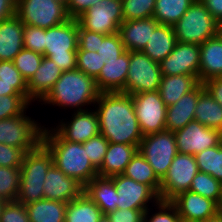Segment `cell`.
I'll list each match as a JSON object with an SVG mask.
<instances>
[{
  "mask_svg": "<svg viewBox=\"0 0 222 222\" xmlns=\"http://www.w3.org/2000/svg\"><path fill=\"white\" fill-rule=\"evenodd\" d=\"M0 222H30L26 206L16 200L5 201Z\"/></svg>",
  "mask_w": 222,
  "mask_h": 222,
  "instance_id": "47",
  "label": "cell"
},
{
  "mask_svg": "<svg viewBox=\"0 0 222 222\" xmlns=\"http://www.w3.org/2000/svg\"><path fill=\"white\" fill-rule=\"evenodd\" d=\"M43 54L23 48L14 58L13 63L28 82L41 65Z\"/></svg>",
  "mask_w": 222,
  "mask_h": 222,
  "instance_id": "39",
  "label": "cell"
},
{
  "mask_svg": "<svg viewBox=\"0 0 222 222\" xmlns=\"http://www.w3.org/2000/svg\"><path fill=\"white\" fill-rule=\"evenodd\" d=\"M23 29L16 15L0 22V61H13L24 48Z\"/></svg>",
  "mask_w": 222,
  "mask_h": 222,
  "instance_id": "25",
  "label": "cell"
},
{
  "mask_svg": "<svg viewBox=\"0 0 222 222\" xmlns=\"http://www.w3.org/2000/svg\"><path fill=\"white\" fill-rule=\"evenodd\" d=\"M194 120L222 132V106L206 90L198 98Z\"/></svg>",
  "mask_w": 222,
  "mask_h": 222,
  "instance_id": "32",
  "label": "cell"
},
{
  "mask_svg": "<svg viewBox=\"0 0 222 222\" xmlns=\"http://www.w3.org/2000/svg\"><path fill=\"white\" fill-rule=\"evenodd\" d=\"M171 202L183 220L202 222L219 211V205L190 190L179 193Z\"/></svg>",
  "mask_w": 222,
  "mask_h": 222,
  "instance_id": "18",
  "label": "cell"
},
{
  "mask_svg": "<svg viewBox=\"0 0 222 222\" xmlns=\"http://www.w3.org/2000/svg\"><path fill=\"white\" fill-rule=\"evenodd\" d=\"M173 29L177 42L201 45L218 35L219 22L200 0H195Z\"/></svg>",
  "mask_w": 222,
  "mask_h": 222,
  "instance_id": "6",
  "label": "cell"
},
{
  "mask_svg": "<svg viewBox=\"0 0 222 222\" xmlns=\"http://www.w3.org/2000/svg\"><path fill=\"white\" fill-rule=\"evenodd\" d=\"M122 174L139 183L149 185L159 195L161 180L139 151L131 159Z\"/></svg>",
  "mask_w": 222,
  "mask_h": 222,
  "instance_id": "33",
  "label": "cell"
},
{
  "mask_svg": "<svg viewBox=\"0 0 222 222\" xmlns=\"http://www.w3.org/2000/svg\"><path fill=\"white\" fill-rule=\"evenodd\" d=\"M42 143L50 150L53 164L85 186L98 170L92 165L82 143L64 140L52 127H44Z\"/></svg>",
  "mask_w": 222,
  "mask_h": 222,
  "instance_id": "3",
  "label": "cell"
},
{
  "mask_svg": "<svg viewBox=\"0 0 222 222\" xmlns=\"http://www.w3.org/2000/svg\"><path fill=\"white\" fill-rule=\"evenodd\" d=\"M23 43H24V48L44 54L45 29L24 24Z\"/></svg>",
  "mask_w": 222,
  "mask_h": 222,
  "instance_id": "46",
  "label": "cell"
},
{
  "mask_svg": "<svg viewBox=\"0 0 222 222\" xmlns=\"http://www.w3.org/2000/svg\"><path fill=\"white\" fill-rule=\"evenodd\" d=\"M25 152L17 147L0 143V166L21 167Z\"/></svg>",
  "mask_w": 222,
  "mask_h": 222,
  "instance_id": "48",
  "label": "cell"
},
{
  "mask_svg": "<svg viewBox=\"0 0 222 222\" xmlns=\"http://www.w3.org/2000/svg\"><path fill=\"white\" fill-rule=\"evenodd\" d=\"M218 34L222 38V21L219 23Z\"/></svg>",
  "mask_w": 222,
  "mask_h": 222,
  "instance_id": "58",
  "label": "cell"
},
{
  "mask_svg": "<svg viewBox=\"0 0 222 222\" xmlns=\"http://www.w3.org/2000/svg\"><path fill=\"white\" fill-rule=\"evenodd\" d=\"M104 64V60L97 52L77 48L76 68L86 75L96 79Z\"/></svg>",
  "mask_w": 222,
  "mask_h": 222,
  "instance_id": "42",
  "label": "cell"
},
{
  "mask_svg": "<svg viewBox=\"0 0 222 222\" xmlns=\"http://www.w3.org/2000/svg\"><path fill=\"white\" fill-rule=\"evenodd\" d=\"M99 33L88 31L78 25V47L81 50L97 52Z\"/></svg>",
  "mask_w": 222,
  "mask_h": 222,
  "instance_id": "50",
  "label": "cell"
},
{
  "mask_svg": "<svg viewBox=\"0 0 222 222\" xmlns=\"http://www.w3.org/2000/svg\"><path fill=\"white\" fill-rule=\"evenodd\" d=\"M200 84L197 76L162 75L159 93L167 107L176 103L183 95L191 92Z\"/></svg>",
  "mask_w": 222,
  "mask_h": 222,
  "instance_id": "28",
  "label": "cell"
},
{
  "mask_svg": "<svg viewBox=\"0 0 222 222\" xmlns=\"http://www.w3.org/2000/svg\"><path fill=\"white\" fill-rule=\"evenodd\" d=\"M44 199L69 203L79 197L84 186L76 179L67 176L54 164L49 168L43 184Z\"/></svg>",
  "mask_w": 222,
  "mask_h": 222,
  "instance_id": "19",
  "label": "cell"
},
{
  "mask_svg": "<svg viewBox=\"0 0 222 222\" xmlns=\"http://www.w3.org/2000/svg\"><path fill=\"white\" fill-rule=\"evenodd\" d=\"M161 75H190L199 78L200 45L177 42L160 63Z\"/></svg>",
  "mask_w": 222,
  "mask_h": 222,
  "instance_id": "17",
  "label": "cell"
},
{
  "mask_svg": "<svg viewBox=\"0 0 222 222\" xmlns=\"http://www.w3.org/2000/svg\"><path fill=\"white\" fill-rule=\"evenodd\" d=\"M139 145L109 143L98 176L111 177L122 174L138 152Z\"/></svg>",
  "mask_w": 222,
  "mask_h": 222,
  "instance_id": "26",
  "label": "cell"
},
{
  "mask_svg": "<svg viewBox=\"0 0 222 222\" xmlns=\"http://www.w3.org/2000/svg\"><path fill=\"white\" fill-rule=\"evenodd\" d=\"M32 105L23 95H0V120L23 114Z\"/></svg>",
  "mask_w": 222,
  "mask_h": 222,
  "instance_id": "43",
  "label": "cell"
},
{
  "mask_svg": "<svg viewBox=\"0 0 222 222\" xmlns=\"http://www.w3.org/2000/svg\"><path fill=\"white\" fill-rule=\"evenodd\" d=\"M118 33L103 35L99 33V46L97 53L101 55L104 62L112 58H118L126 52Z\"/></svg>",
  "mask_w": 222,
  "mask_h": 222,
  "instance_id": "44",
  "label": "cell"
},
{
  "mask_svg": "<svg viewBox=\"0 0 222 222\" xmlns=\"http://www.w3.org/2000/svg\"><path fill=\"white\" fill-rule=\"evenodd\" d=\"M101 0H70L67 6L69 17L76 19L91 6L99 3Z\"/></svg>",
  "mask_w": 222,
  "mask_h": 222,
  "instance_id": "51",
  "label": "cell"
},
{
  "mask_svg": "<svg viewBox=\"0 0 222 222\" xmlns=\"http://www.w3.org/2000/svg\"><path fill=\"white\" fill-rule=\"evenodd\" d=\"M59 1L60 3H63L65 6H68L70 0H57Z\"/></svg>",
  "mask_w": 222,
  "mask_h": 222,
  "instance_id": "59",
  "label": "cell"
},
{
  "mask_svg": "<svg viewBox=\"0 0 222 222\" xmlns=\"http://www.w3.org/2000/svg\"><path fill=\"white\" fill-rule=\"evenodd\" d=\"M82 144L92 165L98 170L104 160L109 141L99 133Z\"/></svg>",
  "mask_w": 222,
  "mask_h": 222,
  "instance_id": "45",
  "label": "cell"
},
{
  "mask_svg": "<svg viewBox=\"0 0 222 222\" xmlns=\"http://www.w3.org/2000/svg\"><path fill=\"white\" fill-rule=\"evenodd\" d=\"M194 156L200 172L210 174L222 183V142Z\"/></svg>",
  "mask_w": 222,
  "mask_h": 222,
  "instance_id": "35",
  "label": "cell"
},
{
  "mask_svg": "<svg viewBox=\"0 0 222 222\" xmlns=\"http://www.w3.org/2000/svg\"><path fill=\"white\" fill-rule=\"evenodd\" d=\"M16 13L15 0H0V22L7 20Z\"/></svg>",
  "mask_w": 222,
  "mask_h": 222,
  "instance_id": "53",
  "label": "cell"
},
{
  "mask_svg": "<svg viewBox=\"0 0 222 222\" xmlns=\"http://www.w3.org/2000/svg\"><path fill=\"white\" fill-rule=\"evenodd\" d=\"M205 91L203 83L183 95L176 103L167 107L166 130L175 132L194 120L199 96Z\"/></svg>",
  "mask_w": 222,
  "mask_h": 222,
  "instance_id": "21",
  "label": "cell"
},
{
  "mask_svg": "<svg viewBox=\"0 0 222 222\" xmlns=\"http://www.w3.org/2000/svg\"><path fill=\"white\" fill-rule=\"evenodd\" d=\"M15 15L23 24L48 29L71 19L67 6L57 0H19Z\"/></svg>",
  "mask_w": 222,
  "mask_h": 222,
  "instance_id": "8",
  "label": "cell"
},
{
  "mask_svg": "<svg viewBox=\"0 0 222 222\" xmlns=\"http://www.w3.org/2000/svg\"><path fill=\"white\" fill-rule=\"evenodd\" d=\"M138 151L162 180L178 153L174 132L165 130L143 136Z\"/></svg>",
  "mask_w": 222,
  "mask_h": 222,
  "instance_id": "9",
  "label": "cell"
},
{
  "mask_svg": "<svg viewBox=\"0 0 222 222\" xmlns=\"http://www.w3.org/2000/svg\"><path fill=\"white\" fill-rule=\"evenodd\" d=\"M212 16L220 23L222 21V0H200Z\"/></svg>",
  "mask_w": 222,
  "mask_h": 222,
  "instance_id": "54",
  "label": "cell"
},
{
  "mask_svg": "<svg viewBox=\"0 0 222 222\" xmlns=\"http://www.w3.org/2000/svg\"><path fill=\"white\" fill-rule=\"evenodd\" d=\"M202 222H222V216L219 213H217L214 216L209 217L208 219Z\"/></svg>",
  "mask_w": 222,
  "mask_h": 222,
  "instance_id": "56",
  "label": "cell"
},
{
  "mask_svg": "<svg viewBox=\"0 0 222 222\" xmlns=\"http://www.w3.org/2000/svg\"><path fill=\"white\" fill-rule=\"evenodd\" d=\"M94 107L99 118L100 133L109 143L140 144L143 134L130 94L101 92Z\"/></svg>",
  "mask_w": 222,
  "mask_h": 222,
  "instance_id": "1",
  "label": "cell"
},
{
  "mask_svg": "<svg viewBox=\"0 0 222 222\" xmlns=\"http://www.w3.org/2000/svg\"><path fill=\"white\" fill-rule=\"evenodd\" d=\"M156 0H122L123 20L153 17Z\"/></svg>",
  "mask_w": 222,
  "mask_h": 222,
  "instance_id": "38",
  "label": "cell"
},
{
  "mask_svg": "<svg viewBox=\"0 0 222 222\" xmlns=\"http://www.w3.org/2000/svg\"><path fill=\"white\" fill-rule=\"evenodd\" d=\"M198 172L195 156L178 152L168 168L167 174L161 180L160 200L171 201L179 193L188 191Z\"/></svg>",
  "mask_w": 222,
  "mask_h": 222,
  "instance_id": "12",
  "label": "cell"
},
{
  "mask_svg": "<svg viewBox=\"0 0 222 222\" xmlns=\"http://www.w3.org/2000/svg\"><path fill=\"white\" fill-rule=\"evenodd\" d=\"M147 209H116L108 213L112 222H144V213Z\"/></svg>",
  "mask_w": 222,
  "mask_h": 222,
  "instance_id": "49",
  "label": "cell"
},
{
  "mask_svg": "<svg viewBox=\"0 0 222 222\" xmlns=\"http://www.w3.org/2000/svg\"><path fill=\"white\" fill-rule=\"evenodd\" d=\"M27 111L19 116L0 120V143L20 148L25 153L42 142L45 127L39 120L26 115Z\"/></svg>",
  "mask_w": 222,
  "mask_h": 222,
  "instance_id": "7",
  "label": "cell"
},
{
  "mask_svg": "<svg viewBox=\"0 0 222 222\" xmlns=\"http://www.w3.org/2000/svg\"><path fill=\"white\" fill-rule=\"evenodd\" d=\"M71 115L69 119H58V123L52 126L64 140L84 143L100 133L99 118L94 107L83 111H73Z\"/></svg>",
  "mask_w": 222,
  "mask_h": 222,
  "instance_id": "16",
  "label": "cell"
},
{
  "mask_svg": "<svg viewBox=\"0 0 222 222\" xmlns=\"http://www.w3.org/2000/svg\"><path fill=\"white\" fill-rule=\"evenodd\" d=\"M203 85L213 99L222 106V77L208 79Z\"/></svg>",
  "mask_w": 222,
  "mask_h": 222,
  "instance_id": "52",
  "label": "cell"
},
{
  "mask_svg": "<svg viewBox=\"0 0 222 222\" xmlns=\"http://www.w3.org/2000/svg\"><path fill=\"white\" fill-rule=\"evenodd\" d=\"M5 200L0 196V205H3Z\"/></svg>",
  "mask_w": 222,
  "mask_h": 222,
  "instance_id": "61",
  "label": "cell"
},
{
  "mask_svg": "<svg viewBox=\"0 0 222 222\" xmlns=\"http://www.w3.org/2000/svg\"><path fill=\"white\" fill-rule=\"evenodd\" d=\"M78 22L69 19L45 29V53L63 71L76 69L78 48Z\"/></svg>",
  "mask_w": 222,
  "mask_h": 222,
  "instance_id": "5",
  "label": "cell"
},
{
  "mask_svg": "<svg viewBox=\"0 0 222 222\" xmlns=\"http://www.w3.org/2000/svg\"><path fill=\"white\" fill-rule=\"evenodd\" d=\"M20 167L0 166V196L5 201L17 199L20 185Z\"/></svg>",
  "mask_w": 222,
  "mask_h": 222,
  "instance_id": "37",
  "label": "cell"
},
{
  "mask_svg": "<svg viewBox=\"0 0 222 222\" xmlns=\"http://www.w3.org/2000/svg\"><path fill=\"white\" fill-rule=\"evenodd\" d=\"M25 206L30 222H65L67 203L42 199Z\"/></svg>",
  "mask_w": 222,
  "mask_h": 222,
  "instance_id": "30",
  "label": "cell"
},
{
  "mask_svg": "<svg viewBox=\"0 0 222 222\" xmlns=\"http://www.w3.org/2000/svg\"><path fill=\"white\" fill-rule=\"evenodd\" d=\"M117 190V209H148L155 205L159 195L146 184L118 174L110 177Z\"/></svg>",
  "mask_w": 222,
  "mask_h": 222,
  "instance_id": "14",
  "label": "cell"
},
{
  "mask_svg": "<svg viewBox=\"0 0 222 222\" xmlns=\"http://www.w3.org/2000/svg\"><path fill=\"white\" fill-rule=\"evenodd\" d=\"M218 213L222 216V203L219 205V211Z\"/></svg>",
  "mask_w": 222,
  "mask_h": 222,
  "instance_id": "60",
  "label": "cell"
},
{
  "mask_svg": "<svg viewBox=\"0 0 222 222\" xmlns=\"http://www.w3.org/2000/svg\"><path fill=\"white\" fill-rule=\"evenodd\" d=\"M222 77V38L218 35L200 45L199 81Z\"/></svg>",
  "mask_w": 222,
  "mask_h": 222,
  "instance_id": "24",
  "label": "cell"
},
{
  "mask_svg": "<svg viewBox=\"0 0 222 222\" xmlns=\"http://www.w3.org/2000/svg\"><path fill=\"white\" fill-rule=\"evenodd\" d=\"M160 64L142 51H130V63L124 89L125 94L157 91L161 80Z\"/></svg>",
  "mask_w": 222,
  "mask_h": 222,
  "instance_id": "10",
  "label": "cell"
},
{
  "mask_svg": "<svg viewBox=\"0 0 222 222\" xmlns=\"http://www.w3.org/2000/svg\"><path fill=\"white\" fill-rule=\"evenodd\" d=\"M100 93L96 80L76 68L63 72L39 104L56 106L65 112L66 109L83 111L94 107Z\"/></svg>",
  "mask_w": 222,
  "mask_h": 222,
  "instance_id": "2",
  "label": "cell"
},
{
  "mask_svg": "<svg viewBox=\"0 0 222 222\" xmlns=\"http://www.w3.org/2000/svg\"><path fill=\"white\" fill-rule=\"evenodd\" d=\"M189 190L215 201L218 205L222 203V183L210 174L199 171L193 178Z\"/></svg>",
  "mask_w": 222,
  "mask_h": 222,
  "instance_id": "36",
  "label": "cell"
},
{
  "mask_svg": "<svg viewBox=\"0 0 222 222\" xmlns=\"http://www.w3.org/2000/svg\"><path fill=\"white\" fill-rule=\"evenodd\" d=\"M0 95H21L14 87L13 84H4L0 81Z\"/></svg>",
  "mask_w": 222,
  "mask_h": 222,
  "instance_id": "55",
  "label": "cell"
},
{
  "mask_svg": "<svg viewBox=\"0 0 222 222\" xmlns=\"http://www.w3.org/2000/svg\"><path fill=\"white\" fill-rule=\"evenodd\" d=\"M63 71L56 63L46 56H43L41 65L27 82L29 102L41 103L46 95L51 91L56 81L60 78Z\"/></svg>",
  "mask_w": 222,
  "mask_h": 222,
  "instance_id": "23",
  "label": "cell"
},
{
  "mask_svg": "<svg viewBox=\"0 0 222 222\" xmlns=\"http://www.w3.org/2000/svg\"><path fill=\"white\" fill-rule=\"evenodd\" d=\"M174 136L177 151L181 154L195 155L222 142V132L205 127L196 120L175 131Z\"/></svg>",
  "mask_w": 222,
  "mask_h": 222,
  "instance_id": "15",
  "label": "cell"
},
{
  "mask_svg": "<svg viewBox=\"0 0 222 222\" xmlns=\"http://www.w3.org/2000/svg\"><path fill=\"white\" fill-rule=\"evenodd\" d=\"M153 207L157 209L155 210V213L154 210L152 209ZM180 221L181 217L179 216L178 210L171 201L159 200L155 205H152L151 208L149 207L144 213V222H180Z\"/></svg>",
  "mask_w": 222,
  "mask_h": 222,
  "instance_id": "40",
  "label": "cell"
},
{
  "mask_svg": "<svg viewBox=\"0 0 222 222\" xmlns=\"http://www.w3.org/2000/svg\"><path fill=\"white\" fill-rule=\"evenodd\" d=\"M98 222H112L108 215L103 214V216L99 219Z\"/></svg>",
  "mask_w": 222,
  "mask_h": 222,
  "instance_id": "57",
  "label": "cell"
},
{
  "mask_svg": "<svg viewBox=\"0 0 222 222\" xmlns=\"http://www.w3.org/2000/svg\"><path fill=\"white\" fill-rule=\"evenodd\" d=\"M131 96L143 136L165 131L167 106L163 102L159 90Z\"/></svg>",
  "mask_w": 222,
  "mask_h": 222,
  "instance_id": "13",
  "label": "cell"
},
{
  "mask_svg": "<svg viewBox=\"0 0 222 222\" xmlns=\"http://www.w3.org/2000/svg\"><path fill=\"white\" fill-rule=\"evenodd\" d=\"M176 43L173 26L159 24L151 33L142 52L154 62L160 63L172 52Z\"/></svg>",
  "mask_w": 222,
  "mask_h": 222,
  "instance_id": "29",
  "label": "cell"
},
{
  "mask_svg": "<svg viewBox=\"0 0 222 222\" xmlns=\"http://www.w3.org/2000/svg\"><path fill=\"white\" fill-rule=\"evenodd\" d=\"M2 207H3V205H0V216H1Z\"/></svg>",
  "mask_w": 222,
  "mask_h": 222,
  "instance_id": "63",
  "label": "cell"
},
{
  "mask_svg": "<svg viewBox=\"0 0 222 222\" xmlns=\"http://www.w3.org/2000/svg\"><path fill=\"white\" fill-rule=\"evenodd\" d=\"M158 25L153 17L127 20L119 26L118 34L127 51H142Z\"/></svg>",
  "mask_w": 222,
  "mask_h": 222,
  "instance_id": "22",
  "label": "cell"
},
{
  "mask_svg": "<svg viewBox=\"0 0 222 222\" xmlns=\"http://www.w3.org/2000/svg\"><path fill=\"white\" fill-rule=\"evenodd\" d=\"M195 0H156L153 18L159 23L174 26Z\"/></svg>",
  "mask_w": 222,
  "mask_h": 222,
  "instance_id": "34",
  "label": "cell"
},
{
  "mask_svg": "<svg viewBox=\"0 0 222 222\" xmlns=\"http://www.w3.org/2000/svg\"><path fill=\"white\" fill-rule=\"evenodd\" d=\"M180 222H195V221H187V220H183V219H181Z\"/></svg>",
  "mask_w": 222,
  "mask_h": 222,
  "instance_id": "62",
  "label": "cell"
},
{
  "mask_svg": "<svg viewBox=\"0 0 222 222\" xmlns=\"http://www.w3.org/2000/svg\"><path fill=\"white\" fill-rule=\"evenodd\" d=\"M0 81L4 84H13V87L29 101L27 81L13 61H0Z\"/></svg>",
  "mask_w": 222,
  "mask_h": 222,
  "instance_id": "41",
  "label": "cell"
},
{
  "mask_svg": "<svg viewBox=\"0 0 222 222\" xmlns=\"http://www.w3.org/2000/svg\"><path fill=\"white\" fill-rule=\"evenodd\" d=\"M102 216L100 208L83 192L67 203L65 222H98Z\"/></svg>",
  "mask_w": 222,
  "mask_h": 222,
  "instance_id": "31",
  "label": "cell"
},
{
  "mask_svg": "<svg viewBox=\"0 0 222 222\" xmlns=\"http://www.w3.org/2000/svg\"><path fill=\"white\" fill-rule=\"evenodd\" d=\"M99 76L95 79L100 92H121L126 83L130 63V51L118 58L104 62Z\"/></svg>",
  "mask_w": 222,
  "mask_h": 222,
  "instance_id": "20",
  "label": "cell"
},
{
  "mask_svg": "<svg viewBox=\"0 0 222 222\" xmlns=\"http://www.w3.org/2000/svg\"><path fill=\"white\" fill-rule=\"evenodd\" d=\"M79 26L88 31L109 35L118 33L124 21L122 0H101L76 18Z\"/></svg>",
  "mask_w": 222,
  "mask_h": 222,
  "instance_id": "11",
  "label": "cell"
},
{
  "mask_svg": "<svg viewBox=\"0 0 222 222\" xmlns=\"http://www.w3.org/2000/svg\"><path fill=\"white\" fill-rule=\"evenodd\" d=\"M52 165L51 152L42 142L35 149L25 153L20 167L17 202L27 205L44 199L43 184Z\"/></svg>",
  "mask_w": 222,
  "mask_h": 222,
  "instance_id": "4",
  "label": "cell"
},
{
  "mask_svg": "<svg viewBox=\"0 0 222 222\" xmlns=\"http://www.w3.org/2000/svg\"><path fill=\"white\" fill-rule=\"evenodd\" d=\"M107 215L117 209V190L110 177L96 176L83 191Z\"/></svg>",
  "mask_w": 222,
  "mask_h": 222,
  "instance_id": "27",
  "label": "cell"
}]
</instances>
